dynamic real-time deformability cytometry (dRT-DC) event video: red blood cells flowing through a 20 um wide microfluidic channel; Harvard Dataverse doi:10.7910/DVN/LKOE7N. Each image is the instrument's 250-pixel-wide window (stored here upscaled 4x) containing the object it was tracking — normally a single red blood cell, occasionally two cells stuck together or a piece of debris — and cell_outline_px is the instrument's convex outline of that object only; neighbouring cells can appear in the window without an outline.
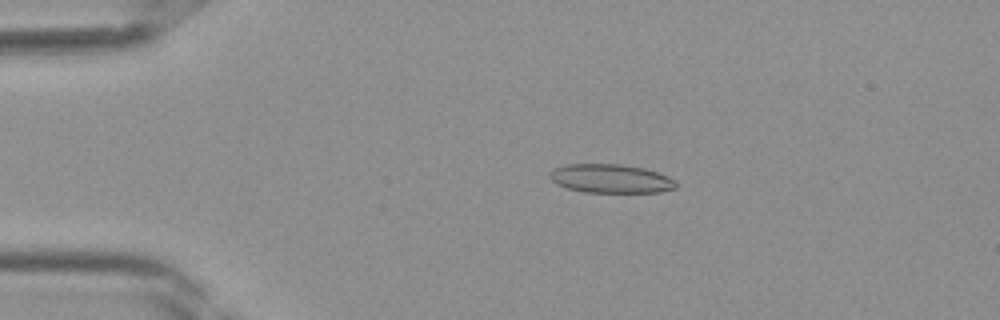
{"species": "Egyptian fruit bat (a non-hibernating species)", "species_latin": "Rousettus aegyptiacus", "temperature_condition": "room temperature", "stored_images_in_passage": 40, "camera_frame_rate_fps": 3000, "um_per_image_px": 0.085, "frame": {"image": 1, "passage_image": 8, "time_ms": 2.333, "image_size_px": [1000, 320], "cell_outline_px": [[676, 188], [660, 192], [584, 192], [568, 188], [556, 184], [548, 176], [548, 172], [552, 168], [564, 164], [620, 164], [644, 168], [668, 176], [676, 180]], "centroid_in_image_um": [51.87, 15.17], "position_along_channel_um": 33.1, "area_um2": 21.33}}
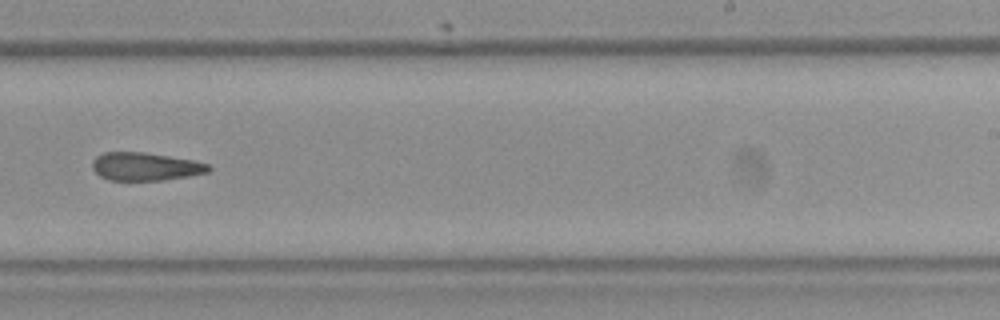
{"frame": {"image": 2, "passage_image": 25, "time_ms": 8.0, "image_size_px": [1000, 320], "cell_outline_px": [[212, 168], [208, 172], [188, 176], [164, 180], [108, 180], [100, 176], [92, 168], [92, 160], [96, 156], [104, 152], [144, 152], [192, 160], [208, 164]], "centroid_in_image_um": [12.33, 14.15], "position_along_channel_um": 276.7, "area_um2": 18.96}}
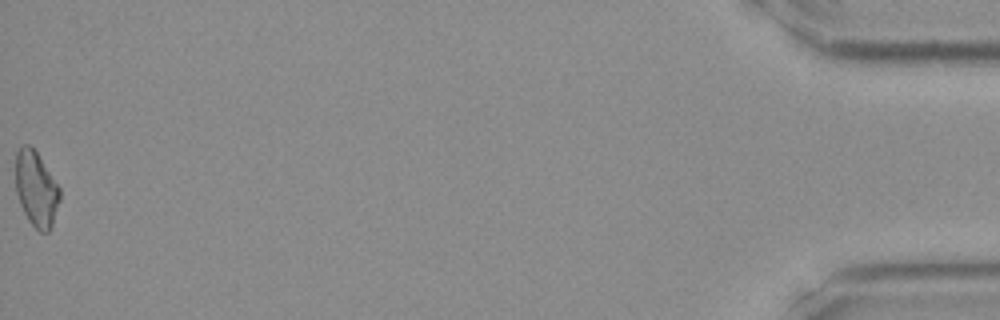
{"frame": {"image": 3, "passage_image": 40, "time_ms": 13.0, "image_size_px": [1000, 320], "cell_outline_px": [[60, 200], [52, 224], [48, 232], [40, 232], [28, 220], [20, 204], [16, 192], [16, 152], [24, 144], [28, 144], [36, 152], [60, 188]], "centroid_in_image_um": [3.07, 16.07], "position_along_channel_um": 432.1, "area_um2": 19.07}}